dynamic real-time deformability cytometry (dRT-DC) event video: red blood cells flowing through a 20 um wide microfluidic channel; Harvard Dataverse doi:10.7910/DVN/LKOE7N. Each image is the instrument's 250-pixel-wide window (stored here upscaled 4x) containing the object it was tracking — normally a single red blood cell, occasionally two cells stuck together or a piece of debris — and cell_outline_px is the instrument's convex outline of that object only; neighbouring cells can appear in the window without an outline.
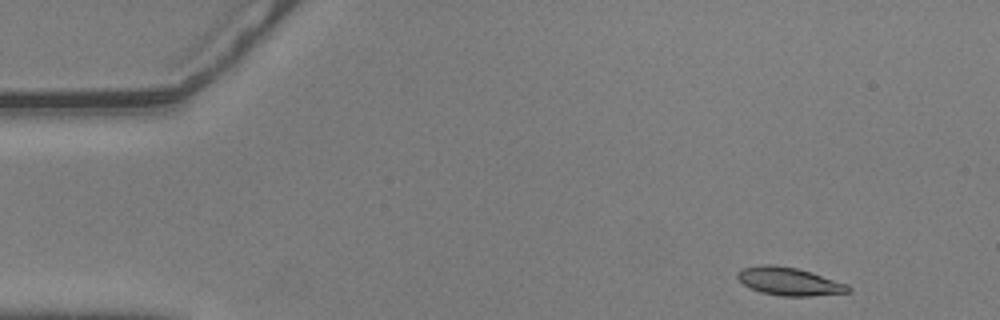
{"species": "common noctule bat (a hibernating species)", "species_latin": "Nyctalus noctula", "temperature_condition": "warm", "stored_images_in_passage": 52, "camera_frame_rate_fps": 3000, "um_per_image_px": 0.085, "animal": {"sex": "male", "body_mass_g": 20.5, "forearm_length_mm": 52.5}, "frame": {"image": 1, "passage_image": 1, "time_ms": 0.0, "image_size_px": [1000, 320], "cell_outline_px": [[852, 292], [812, 296], [780, 296], [760, 292], [744, 284], [736, 276], [736, 272], [744, 268], [764, 264], [772, 264], [796, 268], [812, 272], [848, 284], [852, 288]], "centroid_in_image_um": [67.13, 23.92], "position_along_channel_um": 17.9, "area_um2": 18.15}}
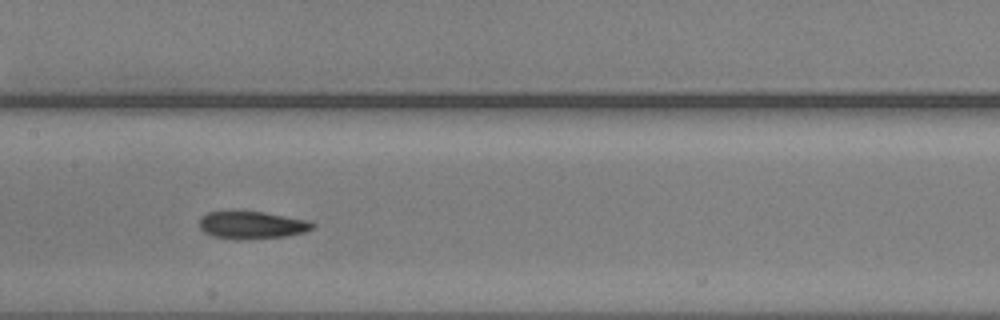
{"frame": {"image": 2, "passage_image": 23, "time_ms": 7.333, "image_size_px": [1000, 320], "cell_outline_px": [[316, 228], [304, 232], [284, 236], [248, 240], [212, 236], [204, 232], [200, 228], [200, 216], [208, 212], [228, 208], [236, 208], [264, 212], [312, 220], [316, 224]], "centroid_in_image_um": [21.41, 19.07], "position_along_channel_um": 186.0, "area_um2": 19.19}}
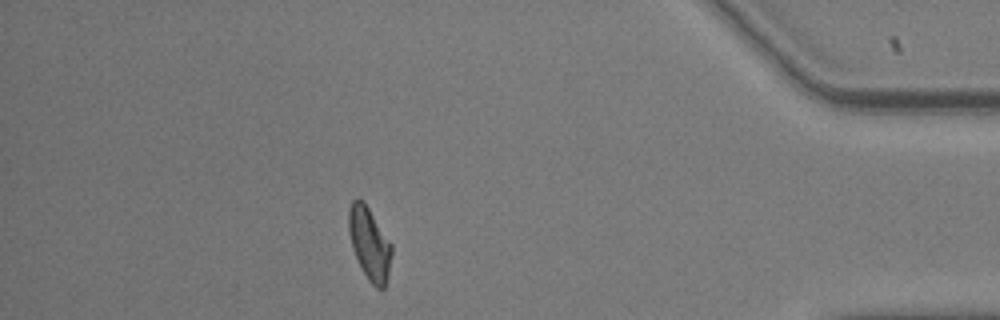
{"frame": {"image": 3, "passage_image": 45, "time_ms": 14.667, "image_size_px": [1000, 320], "cell_outline_px": [[392, 252], [388, 272], [384, 288], [380, 292], [368, 280], [352, 248], [348, 232], [348, 208], [352, 200], [364, 200], [392, 244]], "centroid_in_image_um": [31.4, 20.68], "position_along_channel_um": 403.8, "area_um2": 18.15}, "authors_computed_cell_mechanics": {"area_um2": 18.0914, "velocity_mm_per_s": 3.5857, "shape_relaxation_time_tau1_ms": 5.7399, "shape_relaxation_time_tau2_ms": 3.2227, "deformation_change_tau1": 0.19, "deformation_change_tau2": 0.0941}}